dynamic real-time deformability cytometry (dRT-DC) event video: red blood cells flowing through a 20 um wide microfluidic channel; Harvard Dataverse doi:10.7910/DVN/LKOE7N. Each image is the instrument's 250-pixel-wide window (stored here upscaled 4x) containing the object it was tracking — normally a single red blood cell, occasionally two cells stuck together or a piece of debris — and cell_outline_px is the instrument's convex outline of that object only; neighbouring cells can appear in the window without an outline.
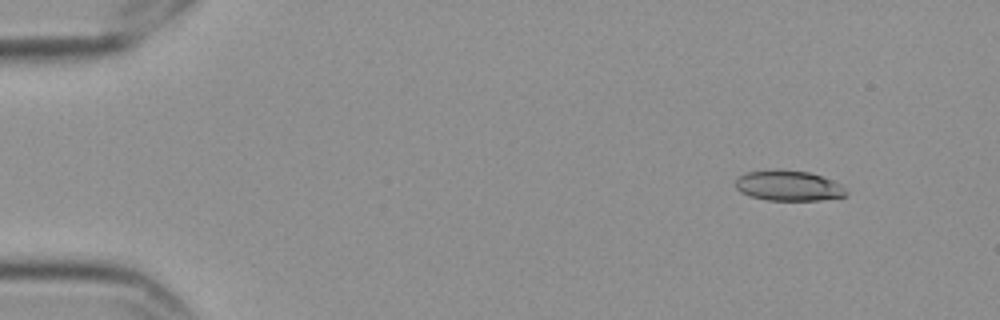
{"species": "Egyptian fruit bat (a non-hibernating species)", "species_latin": "Rousettus aegyptiacus", "temperature_condition": "cold", "stored_images_in_passage": 4, "camera_frame_rate_fps": 3000, "um_per_image_px": 0.085, "frame": {"image": 1, "passage_image": 1, "time_ms": 0.0, "image_size_px": [1000, 320], "cell_outline_px": [[848, 192], [844, 196], [820, 200], [768, 200], [752, 196], [740, 192], [736, 188], [736, 176], [744, 172], [776, 168], [780, 168], [808, 172], [832, 180], [840, 184]], "centroid_in_image_um": [66.97, 15.76], "position_along_channel_um": 18.0, "area_um2": 19.77}}